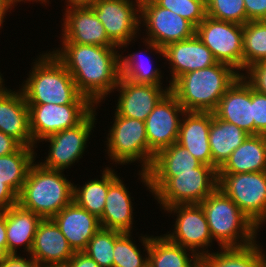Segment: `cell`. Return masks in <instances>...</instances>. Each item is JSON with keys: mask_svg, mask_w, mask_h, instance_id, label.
Segmentation results:
<instances>
[{"mask_svg": "<svg viewBox=\"0 0 266 267\" xmlns=\"http://www.w3.org/2000/svg\"><path fill=\"white\" fill-rule=\"evenodd\" d=\"M62 48L52 53L71 74L78 91L97 106L114 92L119 79V47L61 43Z\"/></svg>", "mask_w": 266, "mask_h": 267, "instance_id": "cell-1", "label": "cell"}, {"mask_svg": "<svg viewBox=\"0 0 266 267\" xmlns=\"http://www.w3.org/2000/svg\"><path fill=\"white\" fill-rule=\"evenodd\" d=\"M241 75L233 67L217 62L179 76L170 91L185 111L214 112L222 96Z\"/></svg>", "mask_w": 266, "mask_h": 267, "instance_id": "cell-2", "label": "cell"}, {"mask_svg": "<svg viewBox=\"0 0 266 267\" xmlns=\"http://www.w3.org/2000/svg\"><path fill=\"white\" fill-rule=\"evenodd\" d=\"M33 63L21 88L27 104H93L78 91L71 74L52 52Z\"/></svg>", "mask_w": 266, "mask_h": 267, "instance_id": "cell-3", "label": "cell"}, {"mask_svg": "<svg viewBox=\"0 0 266 267\" xmlns=\"http://www.w3.org/2000/svg\"><path fill=\"white\" fill-rule=\"evenodd\" d=\"M62 172L33 163L17 203L42 219H52L73 201L74 183L68 181Z\"/></svg>", "mask_w": 266, "mask_h": 267, "instance_id": "cell-4", "label": "cell"}, {"mask_svg": "<svg viewBox=\"0 0 266 267\" xmlns=\"http://www.w3.org/2000/svg\"><path fill=\"white\" fill-rule=\"evenodd\" d=\"M200 205L220 248H242L257 242L258 228L219 187Z\"/></svg>", "mask_w": 266, "mask_h": 267, "instance_id": "cell-5", "label": "cell"}, {"mask_svg": "<svg viewBox=\"0 0 266 267\" xmlns=\"http://www.w3.org/2000/svg\"><path fill=\"white\" fill-rule=\"evenodd\" d=\"M218 187L217 171L200 164L195 172H175L153 195L163 209L181 204H200Z\"/></svg>", "mask_w": 266, "mask_h": 267, "instance_id": "cell-6", "label": "cell"}, {"mask_svg": "<svg viewBox=\"0 0 266 267\" xmlns=\"http://www.w3.org/2000/svg\"><path fill=\"white\" fill-rule=\"evenodd\" d=\"M218 187L259 229L266 221V171L217 173Z\"/></svg>", "mask_w": 266, "mask_h": 267, "instance_id": "cell-7", "label": "cell"}, {"mask_svg": "<svg viewBox=\"0 0 266 267\" xmlns=\"http://www.w3.org/2000/svg\"><path fill=\"white\" fill-rule=\"evenodd\" d=\"M140 22L146 26L148 35L144 42L149 46L147 49L151 48L161 56H164L163 48L168 44L191 38L196 32V27L191 22L158 6L153 0H141Z\"/></svg>", "mask_w": 266, "mask_h": 267, "instance_id": "cell-8", "label": "cell"}, {"mask_svg": "<svg viewBox=\"0 0 266 267\" xmlns=\"http://www.w3.org/2000/svg\"><path fill=\"white\" fill-rule=\"evenodd\" d=\"M114 124L107 137L109 158L118 164H128L136 160L142 163V170H148V139L145 121L114 114Z\"/></svg>", "mask_w": 266, "mask_h": 267, "instance_id": "cell-9", "label": "cell"}, {"mask_svg": "<svg viewBox=\"0 0 266 267\" xmlns=\"http://www.w3.org/2000/svg\"><path fill=\"white\" fill-rule=\"evenodd\" d=\"M195 34L217 62L227 64L239 73L243 71V25L206 16L196 27Z\"/></svg>", "mask_w": 266, "mask_h": 267, "instance_id": "cell-10", "label": "cell"}, {"mask_svg": "<svg viewBox=\"0 0 266 267\" xmlns=\"http://www.w3.org/2000/svg\"><path fill=\"white\" fill-rule=\"evenodd\" d=\"M136 2V3H135ZM96 0L93 12L116 47H127L140 29L141 0Z\"/></svg>", "mask_w": 266, "mask_h": 267, "instance_id": "cell-11", "label": "cell"}, {"mask_svg": "<svg viewBox=\"0 0 266 267\" xmlns=\"http://www.w3.org/2000/svg\"><path fill=\"white\" fill-rule=\"evenodd\" d=\"M184 113V108L169 90L147 116L145 128L148 139V169L157 152L177 142L182 119L180 116Z\"/></svg>", "mask_w": 266, "mask_h": 267, "instance_id": "cell-12", "label": "cell"}, {"mask_svg": "<svg viewBox=\"0 0 266 267\" xmlns=\"http://www.w3.org/2000/svg\"><path fill=\"white\" fill-rule=\"evenodd\" d=\"M30 132L37 141L79 124L95 107L94 104H27ZM36 143V144H35Z\"/></svg>", "mask_w": 266, "mask_h": 267, "instance_id": "cell-13", "label": "cell"}, {"mask_svg": "<svg viewBox=\"0 0 266 267\" xmlns=\"http://www.w3.org/2000/svg\"><path fill=\"white\" fill-rule=\"evenodd\" d=\"M95 108L76 126L57 132L42 141L50 143L46 160L40 164L47 169L63 170L78 161L95 123Z\"/></svg>", "mask_w": 266, "mask_h": 267, "instance_id": "cell-14", "label": "cell"}, {"mask_svg": "<svg viewBox=\"0 0 266 267\" xmlns=\"http://www.w3.org/2000/svg\"><path fill=\"white\" fill-rule=\"evenodd\" d=\"M165 210L170 213L174 212V214L176 212L177 219L175 221L174 231L164 235L170 241L192 250L198 257L208 254V250L206 249L208 245L211 246L210 243H212L213 238L201 205L181 204L170 206Z\"/></svg>", "mask_w": 266, "mask_h": 267, "instance_id": "cell-15", "label": "cell"}, {"mask_svg": "<svg viewBox=\"0 0 266 267\" xmlns=\"http://www.w3.org/2000/svg\"><path fill=\"white\" fill-rule=\"evenodd\" d=\"M201 162L186 148L173 143L154 155L152 164L147 171L139 173L142 183L154 194L175 172H195Z\"/></svg>", "mask_w": 266, "mask_h": 267, "instance_id": "cell-16", "label": "cell"}, {"mask_svg": "<svg viewBox=\"0 0 266 267\" xmlns=\"http://www.w3.org/2000/svg\"><path fill=\"white\" fill-rule=\"evenodd\" d=\"M165 88L161 85L134 83L120 77L115 88L120 93L115 112L119 116L145 121L171 86Z\"/></svg>", "mask_w": 266, "mask_h": 267, "instance_id": "cell-17", "label": "cell"}, {"mask_svg": "<svg viewBox=\"0 0 266 267\" xmlns=\"http://www.w3.org/2000/svg\"><path fill=\"white\" fill-rule=\"evenodd\" d=\"M65 12L62 43L116 47L109 40L103 24L96 18L93 7L70 8Z\"/></svg>", "mask_w": 266, "mask_h": 267, "instance_id": "cell-18", "label": "cell"}, {"mask_svg": "<svg viewBox=\"0 0 266 267\" xmlns=\"http://www.w3.org/2000/svg\"><path fill=\"white\" fill-rule=\"evenodd\" d=\"M219 119L254 135L253 87L241 75L225 92L213 112Z\"/></svg>", "mask_w": 266, "mask_h": 267, "instance_id": "cell-19", "label": "cell"}, {"mask_svg": "<svg viewBox=\"0 0 266 267\" xmlns=\"http://www.w3.org/2000/svg\"><path fill=\"white\" fill-rule=\"evenodd\" d=\"M163 54L171 66L169 86L181 75L204 69L217 63L210 49L197 37L173 42L163 48Z\"/></svg>", "mask_w": 266, "mask_h": 267, "instance_id": "cell-20", "label": "cell"}, {"mask_svg": "<svg viewBox=\"0 0 266 267\" xmlns=\"http://www.w3.org/2000/svg\"><path fill=\"white\" fill-rule=\"evenodd\" d=\"M108 167V193L102 216L99 218L102 228L131 233L133 225V204L126 185Z\"/></svg>", "mask_w": 266, "mask_h": 267, "instance_id": "cell-21", "label": "cell"}, {"mask_svg": "<svg viewBox=\"0 0 266 267\" xmlns=\"http://www.w3.org/2000/svg\"><path fill=\"white\" fill-rule=\"evenodd\" d=\"M52 220L75 252H82L101 228L99 218L80 207L75 201L64 207Z\"/></svg>", "mask_w": 266, "mask_h": 267, "instance_id": "cell-22", "label": "cell"}, {"mask_svg": "<svg viewBox=\"0 0 266 267\" xmlns=\"http://www.w3.org/2000/svg\"><path fill=\"white\" fill-rule=\"evenodd\" d=\"M75 254L52 219H42L37 227L30 256L38 265H65Z\"/></svg>", "mask_w": 266, "mask_h": 267, "instance_id": "cell-23", "label": "cell"}, {"mask_svg": "<svg viewBox=\"0 0 266 267\" xmlns=\"http://www.w3.org/2000/svg\"><path fill=\"white\" fill-rule=\"evenodd\" d=\"M0 131L12 136L22 146L34 147L30 132L29 107L21 89L0 94Z\"/></svg>", "mask_w": 266, "mask_h": 267, "instance_id": "cell-24", "label": "cell"}, {"mask_svg": "<svg viewBox=\"0 0 266 267\" xmlns=\"http://www.w3.org/2000/svg\"><path fill=\"white\" fill-rule=\"evenodd\" d=\"M183 116L177 143L186 148L202 164L212 166L209 144L212 112L185 111Z\"/></svg>", "mask_w": 266, "mask_h": 267, "instance_id": "cell-25", "label": "cell"}, {"mask_svg": "<svg viewBox=\"0 0 266 267\" xmlns=\"http://www.w3.org/2000/svg\"><path fill=\"white\" fill-rule=\"evenodd\" d=\"M42 218L36 213L24 209L18 203L6 210L7 251L16 254L19 246H25L30 254L35 233Z\"/></svg>", "mask_w": 266, "mask_h": 267, "instance_id": "cell-26", "label": "cell"}, {"mask_svg": "<svg viewBox=\"0 0 266 267\" xmlns=\"http://www.w3.org/2000/svg\"><path fill=\"white\" fill-rule=\"evenodd\" d=\"M266 171V135H249L235 149L217 173Z\"/></svg>", "mask_w": 266, "mask_h": 267, "instance_id": "cell-27", "label": "cell"}, {"mask_svg": "<svg viewBox=\"0 0 266 267\" xmlns=\"http://www.w3.org/2000/svg\"><path fill=\"white\" fill-rule=\"evenodd\" d=\"M248 136L240 127L219 119L212 112L209 131L212 167L217 171Z\"/></svg>", "mask_w": 266, "mask_h": 267, "instance_id": "cell-28", "label": "cell"}, {"mask_svg": "<svg viewBox=\"0 0 266 267\" xmlns=\"http://www.w3.org/2000/svg\"><path fill=\"white\" fill-rule=\"evenodd\" d=\"M186 249L170 241L165 235L149 236L148 267H198L200 257ZM188 250L191 251V256L187 253Z\"/></svg>", "mask_w": 266, "mask_h": 267, "instance_id": "cell-29", "label": "cell"}, {"mask_svg": "<svg viewBox=\"0 0 266 267\" xmlns=\"http://www.w3.org/2000/svg\"><path fill=\"white\" fill-rule=\"evenodd\" d=\"M261 246L254 242L242 248H220L200 257L201 267H261L265 253Z\"/></svg>", "mask_w": 266, "mask_h": 267, "instance_id": "cell-30", "label": "cell"}, {"mask_svg": "<svg viewBox=\"0 0 266 267\" xmlns=\"http://www.w3.org/2000/svg\"><path fill=\"white\" fill-rule=\"evenodd\" d=\"M34 147L20 146L14 153L0 156V181L19 195L28 171L35 162Z\"/></svg>", "mask_w": 266, "mask_h": 267, "instance_id": "cell-31", "label": "cell"}, {"mask_svg": "<svg viewBox=\"0 0 266 267\" xmlns=\"http://www.w3.org/2000/svg\"><path fill=\"white\" fill-rule=\"evenodd\" d=\"M100 178L101 180H90L79 188L74 185L73 192V201L98 218L103 214L108 193V167L103 170Z\"/></svg>", "mask_w": 266, "mask_h": 267, "instance_id": "cell-32", "label": "cell"}, {"mask_svg": "<svg viewBox=\"0 0 266 267\" xmlns=\"http://www.w3.org/2000/svg\"><path fill=\"white\" fill-rule=\"evenodd\" d=\"M266 60V21H249L243 25V71Z\"/></svg>", "mask_w": 266, "mask_h": 267, "instance_id": "cell-33", "label": "cell"}, {"mask_svg": "<svg viewBox=\"0 0 266 267\" xmlns=\"http://www.w3.org/2000/svg\"><path fill=\"white\" fill-rule=\"evenodd\" d=\"M131 236L130 233H122L115 230L113 267H148L149 236H141L144 251H147L146 257L140 254L141 252L136 244L133 243Z\"/></svg>", "mask_w": 266, "mask_h": 267, "instance_id": "cell-34", "label": "cell"}, {"mask_svg": "<svg viewBox=\"0 0 266 267\" xmlns=\"http://www.w3.org/2000/svg\"><path fill=\"white\" fill-rule=\"evenodd\" d=\"M140 57H143L141 53H132L123 57L120 55L121 77L134 83L162 85L161 71L158 68H152V64H149V60L146 62V58V65H144L145 63Z\"/></svg>", "mask_w": 266, "mask_h": 267, "instance_id": "cell-35", "label": "cell"}, {"mask_svg": "<svg viewBox=\"0 0 266 267\" xmlns=\"http://www.w3.org/2000/svg\"><path fill=\"white\" fill-rule=\"evenodd\" d=\"M115 230L100 228L82 251L100 267H113Z\"/></svg>", "mask_w": 266, "mask_h": 267, "instance_id": "cell-36", "label": "cell"}, {"mask_svg": "<svg viewBox=\"0 0 266 267\" xmlns=\"http://www.w3.org/2000/svg\"><path fill=\"white\" fill-rule=\"evenodd\" d=\"M210 18L244 25L248 22L244 0H206Z\"/></svg>", "mask_w": 266, "mask_h": 267, "instance_id": "cell-37", "label": "cell"}, {"mask_svg": "<svg viewBox=\"0 0 266 267\" xmlns=\"http://www.w3.org/2000/svg\"><path fill=\"white\" fill-rule=\"evenodd\" d=\"M158 6L171 10L197 27L207 16L206 0H153Z\"/></svg>", "mask_w": 266, "mask_h": 267, "instance_id": "cell-38", "label": "cell"}, {"mask_svg": "<svg viewBox=\"0 0 266 267\" xmlns=\"http://www.w3.org/2000/svg\"><path fill=\"white\" fill-rule=\"evenodd\" d=\"M254 135H266V95L253 89Z\"/></svg>", "mask_w": 266, "mask_h": 267, "instance_id": "cell-39", "label": "cell"}, {"mask_svg": "<svg viewBox=\"0 0 266 267\" xmlns=\"http://www.w3.org/2000/svg\"><path fill=\"white\" fill-rule=\"evenodd\" d=\"M246 71L247 75L241 73L243 78H245L257 92L266 95V60L254 63L248 67Z\"/></svg>", "mask_w": 266, "mask_h": 267, "instance_id": "cell-40", "label": "cell"}, {"mask_svg": "<svg viewBox=\"0 0 266 267\" xmlns=\"http://www.w3.org/2000/svg\"><path fill=\"white\" fill-rule=\"evenodd\" d=\"M249 21H266V0H244Z\"/></svg>", "mask_w": 266, "mask_h": 267, "instance_id": "cell-41", "label": "cell"}, {"mask_svg": "<svg viewBox=\"0 0 266 267\" xmlns=\"http://www.w3.org/2000/svg\"><path fill=\"white\" fill-rule=\"evenodd\" d=\"M17 202L18 195L4 181H0V211H6Z\"/></svg>", "mask_w": 266, "mask_h": 267, "instance_id": "cell-42", "label": "cell"}, {"mask_svg": "<svg viewBox=\"0 0 266 267\" xmlns=\"http://www.w3.org/2000/svg\"><path fill=\"white\" fill-rule=\"evenodd\" d=\"M21 144L12 136L0 131V156L14 153Z\"/></svg>", "mask_w": 266, "mask_h": 267, "instance_id": "cell-43", "label": "cell"}, {"mask_svg": "<svg viewBox=\"0 0 266 267\" xmlns=\"http://www.w3.org/2000/svg\"><path fill=\"white\" fill-rule=\"evenodd\" d=\"M65 267H100L84 252H75L73 257L64 265Z\"/></svg>", "mask_w": 266, "mask_h": 267, "instance_id": "cell-44", "label": "cell"}, {"mask_svg": "<svg viewBox=\"0 0 266 267\" xmlns=\"http://www.w3.org/2000/svg\"><path fill=\"white\" fill-rule=\"evenodd\" d=\"M4 267H38V264L32 257L26 259L18 254H10L4 261Z\"/></svg>", "mask_w": 266, "mask_h": 267, "instance_id": "cell-45", "label": "cell"}, {"mask_svg": "<svg viewBox=\"0 0 266 267\" xmlns=\"http://www.w3.org/2000/svg\"><path fill=\"white\" fill-rule=\"evenodd\" d=\"M0 245H7L6 211H0Z\"/></svg>", "mask_w": 266, "mask_h": 267, "instance_id": "cell-46", "label": "cell"}, {"mask_svg": "<svg viewBox=\"0 0 266 267\" xmlns=\"http://www.w3.org/2000/svg\"><path fill=\"white\" fill-rule=\"evenodd\" d=\"M67 8H76V7H92L96 0H66Z\"/></svg>", "mask_w": 266, "mask_h": 267, "instance_id": "cell-47", "label": "cell"}, {"mask_svg": "<svg viewBox=\"0 0 266 267\" xmlns=\"http://www.w3.org/2000/svg\"><path fill=\"white\" fill-rule=\"evenodd\" d=\"M12 8V5L7 0H0V28L3 25V20L8 10Z\"/></svg>", "mask_w": 266, "mask_h": 267, "instance_id": "cell-48", "label": "cell"}, {"mask_svg": "<svg viewBox=\"0 0 266 267\" xmlns=\"http://www.w3.org/2000/svg\"><path fill=\"white\" fill-rule=\"evenodd\" d=\"M9 255L7 245H0V262H4Z\"/></svg>", "mask_w": 266, "mask_h": 267, "instance_id": "cell-49", "label": "cell"}, {"mask_svg": "<svg viewBox=\"0 0 266 267\" xmlns=\"http://www.w3.org/2000/svg\"><path fill=\"white\" fill-rule=\"evenodd\" d=\"M12 6H14L16 3H18V2H23L24 0H7ZM26 2H27V0H25ZM28 1H34V0H28ZM35 1H41V3H44L45 2V4L47 3V2H49L48 0H35ZM14 4V5H13Z\"/></svg>", "mask_w": 266, "mask_h": 267, "instance_id": "cell-50", "label": "cell"}, {"mask_svg": "<svg viewBox=\"0 0 266 267\" xmlns=\"http://www.w3.org/2000/svg\"><path fill=\"white\" fill-rule=\"evenodd\" d=\"M1 74V72H0ZM4 79H2V76L0 75V94L4 93L8 89L3 85Z\"/></svg>", "mask_w": 266, "mask_h": 267, "instance_id": "cell-51", "label": "cell"}, {"mask_svg": "<svg viewBox=\"0 0 266 267\" xmlns=\"http://www.w3.org/2000/svg\"><path fill=\"white\" fill-rule=\"evenodd\" d=\"M38 267H65L63 265H38Z\"/></svg>", "mask_w": 266, "mask_h": 267, "instance_id": "cell-52", "label": "cell"}, {"mask_svg": "<svg viewBox=\"0 0 266 267\" xmlns=\"http://www.w3.org/2000/svg\"><path fill=\"white\" fill-rule=\"evenodd\" d=\"M261 267H266V256H265V259H264L263 262H262Z\"/></svg>", "mask_w": 266, "mask_h": 267, "instance_id": "cell-53", "label": "cell"}, {"mask_svg": "<svg viewBox=\"0 0 266 267\" xmlns=\"http://www.w3.org/2000/svg\"><path fill=\"white\" fill-rule=\"evenodd\" d=\"M0 267H4V262H0Z\"/></svg>", "mask_w": 266, "mask_h": 267, "instance_id": "cell-54", "label": "cell"}]
</instances>
